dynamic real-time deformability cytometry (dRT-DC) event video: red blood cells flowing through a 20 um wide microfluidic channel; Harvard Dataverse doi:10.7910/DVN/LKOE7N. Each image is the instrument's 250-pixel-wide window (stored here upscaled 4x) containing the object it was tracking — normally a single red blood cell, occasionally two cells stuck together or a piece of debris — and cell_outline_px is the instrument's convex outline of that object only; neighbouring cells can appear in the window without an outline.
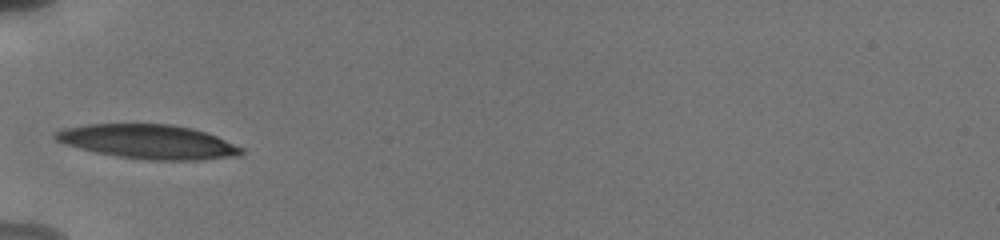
{"species": "human", "species_latin": "Homo sapiens", "temperature_condition": "cold", "stored_images_in_passage": 76, "camera_frame_rate_fps": 3000, "um_per_image_px": 0.085, "donor": {"sex": "male"}, "frame": {"image": 1, "passage_image": 1, "time_ms": 0.0, "image_size_px": [1000, 240], "cell_outline_px": [[244, 152], [240, 156], [200, 160], [148, 160], [120, 156], [96, 152], [64, 144], [56, 140], [52, 136], [52, 132], [64, 128], [84, 124], [172, 124], [192, 128], [216, 136], [244, 148]], "centroid_in_image_um": [12.6, 12.04], "position_along_channel_um": 72.4, "area_um2": 37.17}}
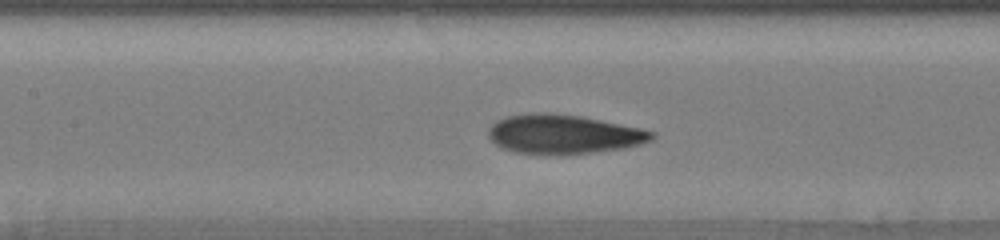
{"frame": {"image": 2, "passage_image": 20, "time_ms": 2.333, "image_size_px": [1000, 240], "cell_outline_px": [[656, 136], [652, 140], [640, 144], [624, 148], [560, 156], [548, 156], [512, 152], [496, 144], [488, 136], [488, 128], [496, 120], [508, 116], [528, 112], [548, 112], [580, 116], [640, 128], [656, 132]], "centroid_in_image_um": [47.87, 11.42], "position_along_channel_um": 159.5, "area_um2": 37.92}}
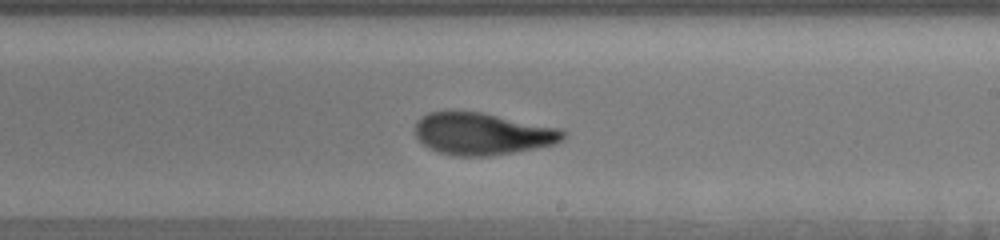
{"frame": {"image": 3, "passage_image": 38, "time_ms": 4.667, "image_size_px": [1000, 240], "cell_outline_px": [[568, 136], [564, 140], [556, 144], [512, 152], [488, 156], [452, 156], [440, 152], [424, 144], [416, 136], [416, 120], [420, 116], [428, 112], [444, 108], [448, 108], [480, 112], [560, 128], [568, 132]], "centroid_in_image_um": [40.99, 11.33], "position_along_channel_um": 248.0, "area_um2": 36.93}, "authors_computed_cell_mechanics": {"area_um2": 36.6452, "velocity_mm_per_s": 3.8189, "shape_relaxation_time_tau1_ms": 4.3408, "shape_relaxation_time_tau2_ms": 1.364, "deformation_change_tau1": 0.1782, "deformation_change_tau2": 0.0767}}